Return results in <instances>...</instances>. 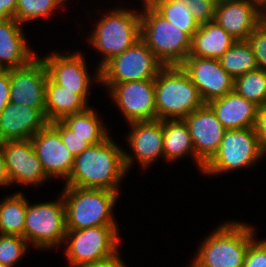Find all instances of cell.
<instances>
[{"label": "cell", "instance_id": "obj_31", "mask_svg": "<svg viewBox=\"0 0 266 267\" xmlns=\"http://www.w3.org/2000/svg\"><path fill=\"white\" fill-rule=\"evenodd\" d=\"M61 6L58 0H18L14 18L20 24L48 19Z\"/></svg>", "mask_w": 266, "mask_h": 267}, {"label": "cell", "instance_id": "obj_26", "mask_svg": "<svg viewBox=\"0 0 266 267\" xmlns=\"http://www.w3.org/2000/svg\"><path fill=\"white\" fill-rule=\"evenodd\" d=\"M27 204L24 194L18 191L0 201V234L24 238Z\"/></svg>", "mask_w": 266, "mask_h": 267}, {"label": "cell", "instance_id": "obj_2", "mask_svg": "<svg viewBox=\"0 0 266 267\" xmlns=\"http://www.w3.org/2000/svg\"><path fill=\"white\" fill-rule=\"evenodd\" d=\"M254 232L253 226L239 221L223 223L204 237L191 262L196 267H243Z\"/></svg>", "mask_w": 266, "mask_h": 267}, {"label": "cell", "instance_id": "obj_37", "mask_svg": "<svg viewBox=\"0 0 266 267\" xmlns=\"http://www.w3.org/2000/svg\"><path fill=\"white\" fill-rule=\"evenodd\" d=\"M255 131L262 151L266 154V105L259 107Z\"/></svg>", "mask_w": 266, "mask_h": 267}, {"label": "cell", "instance_id": "obj_10", "mask_svg": "<svg viewBox=\"0 0 266 267\" xmlns=\"http://www.w3.org/2000/svg\"><path fill=\"white\" fill-rule=\"evenodd\" d=\"M164 65L140 39L100 69V84L155 79Z\"/></svg>", "mask_w": 266, "mask_h": 267}, {"label": "cell", "instance_id": "obj_7", "mask_svg": "<svg viewBox=\"0 0 266 267\" xmlns=\"http://www.w3.org/2000/svg\"><path fill=\"white\" fill-rule=\"evenodd\" d=\"M59 196L57 200L33 205L28 200L24 238L29 246L48 251L64 245L67 232L65 206L62 194Z\"/></svg>", "mask_w": 266, "mask_h": 267}, {"label": "cell", "instance_id": "obj_46", "mask_svg": "<svg viewBox=\"0 0 266 267\" xmlns=\"http://www.w3.org/2000/svg\"><path fill=\"white\" fill-rule=\"evenodd\" d=\"M0 267H9V266H6V265H3V264L0 263Z\"/></svg>", "mask_w": 266, "mask_h": 267}, {"label": "cell", "instance_id": "obj_23", "mask_svg": "<svg viewBox=\"0 0 266 267\" xmlns=\"http://www.w3.org/2000/svg\"><path fill=\"white\" fill-rule=\"evenodd\" d=\"M88 103L82 95H78V90L64 89V86L56 84L48 76L45 87V117L49 123L87 110L90 107Z\"/></svg>", "mask_w": 266, "mask_h": 267}, {"label": "cell", "instance_id": "obj_29", "mask_svg": "<svg viewBox=\"0 0 266 267\" xmlns=\"http://www.w3.org/2000/svg\"><path fill=\"white\" fill-rule=\"evenodd\" d=\"M161 16L175 27L186 32L191 38L199 25L184 0H146Z\"/></svg>", "mask_w": 266, "mask_h": 267}, {"label": "cell", "instance_id": "obj_13", "mask_svg": "<svg viewBox=\"0 0 266 267\" xmlns=\"http://www.w3.org/2000/svg\"><path fill=\"white\" fill-rule=\"evenodd\" d=\"M10 185L38 186L50 178L43 170L31 139L2 142Z\"/></svg>", "mask_w": 266, "mask_h": 267}, {"label": "cell", "instance_id": "obj_22", "mask_svg": "<svg viewBox=\"0 0 266 267\" xmlns=\"http://www.w3.org/2000/svg\"><path fill=\"white\" fill-rule=\"evenodd\" d=\"M208 105L226 130H239L255 127L259 106L246 100L235 90Z\"/></svg>", "mask_w": 266, "mask_h": 267}, {"label": "cell", "instance_id": "obj_12", "mask_svg": "<svg viewBox=\"0 0 266 267\" xmlns=\"http://www.w3.org/2000/svg\"><path fill=\"white\" fill-rule=\"evenodd\" d=\"M82 55L74 51L69 54L55 51L41 58L46 65L48 76L56 84L64 86V89L78 90V95H82L89 102L91 82H100V70L96 67L95 76L92 77Z\"/></svg>", "mask_w": 266, "mask_h": 267}, {"label": "cell", "instance_id": "obj_19", "mask_svg": "<svg viewBox=\"0 0 266 267\" xmlns=\"http://www.w3.org/2000/svg\"><path fill=\"white\" fill-rule=\"evenodd\" d=\"M48 123L45 109L9 102L0 113V142L28 140Z\"/></svg>", "mask_w": 266, "mask_h": 267}, {"label": "cell", "instance_id": "obj_33", "mask_svg": "<svg viewBox=\"0 0 266 267\" xmlns=\"http://www.w3.org/2000/svg\"><path fill=\"white\" fill-rule=\"evenodd\" d=\"M50 124L59 132L63 143L70 150L74 157L86 150L89 144V137H80L68 128L61 120L50 122Z\"/></svg>", "mask_w": 266, "mask_h": 267}, {"label": "cell", "instance_id": "obj_44", "mask_svg": "<svg viewBox=\"0 0 266 267\" xmlns=\"http://www.w3.org/2000/svg\"><path fill=\"white\" fill-rule=\"evenodd\" d=\"M62 5L66 2V0H58Z\"/></svg>", "mask_w": 266, "mask_h": 267}, {"label": "cell", "instance_id": "obj_35", "mask_svg": "<svg viewBox=\"0 0 266 267\" xmlns=\"http://www.w3.org/2000/svg\"><path fill=\"white\" fill-rule=\"evenodd\" d=\"M247 41L254 52L258 68L266 71V26L260 23L248 36Z\"/></svg>", "mask_w": 266, "mask_h": 267}, {"label": "cell", "instance_id": "obj_17", "mask_svg": "<svg viewBox=\"0 0 266 267\" xmlns=\"http://www.w3.org/2000/svg\"><path fill=\"white\" fill-rule=\"evenodd\" d=\"M129 126L131 130L126 141L133 153L124 151L125 167L127 172L131 170L136 159L144 171L159 158H164L162 120L132 122Z\"/></svg>", "mask_w": 266, "mask_h": 267}, {"label": "cell", "instance_id": "obj_3", "mask_svg": "<svg viewBox=\"0 0 266 267\" xmlns=\"http://www.w3.org/2000/svg\"><path fill=\"white\" fill-rule=\"evenodd\" d=\"M66 229L82 230L96 226H117L112 212L119 197L108 189L63 187Z\"/></svg>", "mask_w": 266, "mask_h": 267}, {"label": "cell", "instance_id": "obj_16", "mask_svg": "<svg viewBox=\"0 0 266 267\" xmlns=\"http://www.w3.org/2000/svg\"><path fill=\"white\" fill-rule=\"evenodd\" d=\"M10 102L45 109L48 73L42 58L36 56L27 65L9 69Z\"/></svg>", "mask_w": 266, "mask_h": 267}, {"label": "cell", "instance_id": "obj_25", "mask_svg": "<svg viewBox=\"0 0 266 267\" xmlns=\"http://www.w3.org/2000/svg\"><path fill=\"white\" fill-rule=\"evenodd\" d=\"M164 159L174 163L190 155L196 163L190 130L184 119L162 120Z\"/></svg>", "mask_w": 266, "mask_h": 267}, {"label": "cell", "instance_id": "obj_24", "mask_svg": "<svg viewBox=\"0 0 266 267\" xmlns=\"http://www.w3.org/2000/svg\"><path fill=\"white\" fill-rule=\"evenodd\" d=\"M237 40L216 21L199 25L188 56L219 59Z\"/></svg>", "mask_w": 266, "mask_h": 267}, {"label": "cell", "instance_id": "obj_5", "mask_svg": "<svg viewBox=\"0 0 266 267\" xmlns=\"http://www.w3.org/2000/svg\"><path fill=\"white\" fill-rule=\"evenodd\" d=\"M204 104L181 66H164L159 71L155 78L157 120L185 119Z\"/></svg>", "mask_w": 266, "mask_h": 267}, {"label": "cell", "instance_id": "obj_42", "mask_svg": "<svg viewBox=\"0 0 266 267\" xmlns=\"http://www.w3.org/2000/svg\"><path fill=\"white\" fill-rule=\"evenodd\" d=\"M259 11H260V23L266 26V4Z\"/></svg>", "mask_w": 266, "mask_h": 267}, {"label": "cell", "instance_id": "obj_15", "mask_svg": "<svg viewBox=\"0 0 266 267\" xmlns=\"http://www.w3.org/2000/svg\"><path fill=\"white\" fill-rule=\"evenodd\" d=\"M180 66L205 104L234 90V78L221 67L218 59L187 56Z\"/></svg>", "mask_w": 266, "mask_h": 267}, {"label": "cell", "instance_id": "obj_36", "mask_svg": "<svg viewBox=\"0 0 266 267\" xmlns=\"http://www.w3.org/2000/svg\"><path fill=\"white\" fill-rule=\"evenodd\" d=\"M243 267H266V239L249 243Z\"/></svg>", "mask_w": 266, "mask_h": 267}, {"label": "cell", "instance_id": "obj_41", "mask_svg": "<svg viewBox=\"0 0 266 267\" xmlns=\"http://www.w3.org/2000/svg\"><path fill=\"white\" fill-rule=\"evenodd\" d=\"M0 186L1 187H9L10 181L7 175L5 160L2 152V142H0Z\"/></svg>", "mask_w": 266, "mask_h": 267}, {"label": "cell", "instance_id": "obj_9", "mask_svg": "<svg viewBox=\"0 0 266 267\" xmlns=\"http://www.w3.org/2000/svg\"><path fill=\"white\" fill-rule=\"evenodd\" d=\"M118 227L96 226L82 230H67L64 251L69 267H79L117 254L120 251Z\"/></svg>", "mask_w": 266, "mask_h": 267}, {"label": "cell", "instance_id": "obj_6", "mask_svg": "<svg viewBox=\"0 0 266 267\" xmlns=\"http://www.w3.org/2000/svg\"><path fill=\"white\" fill-rule=\"evenodd\" d=\"M140 39L164 66H180L190 54L192 38L141 0Z\"/></svg>", "mask_w": 266, "mask_h": 267}, {"label": "cell", "instance_id": "obj_20", "mask_svg": "<svg viewBox=\"0 0 266 267\" xmlns=\"http://www.w3.org/2000/svg\"><path fill=\"white\" fill-rule=\"evenodd\" d=\"M214 21L236 40H247L260 24V11L249 0L219 1Z\"/></svg>", "mask_w": 266, "mask_h": 267}, {"label": "cell", "instance_id": "obj_43", "mask_svg": "<svg viewBox=\"0 0 266 267\" xmlns=\"http://www.w3.org/2000/svg\"><path fill=\"white\" fill-rule=\"evenodd\" d=\"M258 10L266 4V0H249Z\"/></svg>", "mask_w": 266, "mask_h": 267}, {"label": "cell", "instance_id": "obj_27", "mask_svg": "<svg viewBox=\"0 0 266 267\" xmlns=\"http://www.w3.org/2000/svg\"><path fill=\"white\" fill-rule=\"evenodd\" d=\"M98 116L97 110L89 107L80 113L64 117L61 121L80 137H89V144L94 145L104 141L109 132Z\"/></svg>", "mask_w": 266, "mask_h": 267}, {"label": "cell", "instance_id": "obj_28", "mask_svg": "<svg viewBox=\"0 0 266 267\" xmlns=\"http://www.w3.org/2000/svg\"><path fill=\"white\" fill-rule=\"evenodd\" d=\"M218 60L221 67L234 79L258 68L256 57L247 40H237Z\"/></svg>", "mask_w": 266, "mask_h": 267}, {"label": "cell", "instance_id": "obj_11", "mask_svg": "<svg viewBox=\"0 0 266 267\" xmlns=\"http://www.w3.org/2000/svg\"><path fill=\"white\" fill-rule=\"evenodd\" d=\"M101 85L107 88L128 124L157 120L155 79Z\"/></svg>", "mask_w": 266, "mask_h": 267}, {"label": "cell", "instance_id": "obj_4", "mask_svg": "<svg viewBox=\"0 0 266 267\" xmlns=\"http://www.w3.org/2000/svg\"><path fill=\"white\" fill-rule=\"evenodd\" d=\"M119 8L109 9L105 16H101L93 31L86 37L90 46L102 55L97 66L99 70L109 60L121 55L140 40L141 12Z\"/></svg>", "mask_w": 266, "mask_h": 267}, {"label": "cell", "instance_id": "obj_18", "mask_svg": "<svg viewBox=\"0 0 266 267\" xmlns=\"http://www.w3.org/2000/svg\"><path fill=\"white\" fill-rule=\"evenodd\" d=\"M30 139L46 175L50 179L59 177L67 180L71 174L74 156L63 143L59 132L48 123Z\"/></svg>", "mask_w": 266, "mask_h": 267}, {"label": "cell", "instance_id": "obj_1", "mask_svg": "<svg viewBox=\"0 0 266 267\" xmlns=\"http://www.w3.org/2000/svg\"><path fill=\"white\" fill-rule=\"evenodd\" d=\"M122 149L110 135L102 142L90 145L74 157L65 186L108 189L120 194V182L127 176Z\"/></svg>", "mask_w": 266, "mask_h": 267}, {"label": "cell", "instance_id": "obj_40", "mask_svg": "<svg viewBox=\"0 0 266 267\" xmlns=\"http://www.w3.org/2000/svg\"><path fill=\"white\" fill-rule=\"evenodd\" d=\"M18 0H0V19L14 18Z\"/></svg>", "mask_w": 266, "mask_h": 267}, {"label": "cell", "instance_id": "obj_45", "mask_svg": "<svg viewBox=\"0 0 266 267\" xmlns=\"http://www.w3.org/2000/svg\"><path fill=\"white\" fill-rule=\"evenodd\" d=\"M188 267H196L193 263H190V265H188Z\"/></svg>", "mask_w": 266, "mask_h": 267}, {"label": "cell", "instance_id": "obj_14", "mask_svg": "<svg viewBox=\"0 0 266 267\" xmlns=\"http://www.w3.org/2000/svg\"><path fill=\"white\" fill-rule=\"evenodd\" d=\"M184 121L190 130L200 173L219 149L226 129L208 104L190 113Z\"/></svg>", "mask_w": 266, "mask_h": 267}, {"label": "cell", "instance_id": "obj_39", "mask_svg": "<svg viewBox=\"0 0 266 267\" xmlns=\"http://www.w3.org/2000/svg\"><path fill=\"white\" fill-rule=\"evenodd\" d=\"M119 253L120 252H118L111 258H107L93 263H87L79 267H127V265L124 263V260L121 259Z\"/></svg>", "mask_w": 266, "mask_h": 267}, {"label": "cell", "instance_id": "obj_32", "mask_svg": "<svg viewBox=\"0 0 266 267\" xmlns=\"http://www.w3.org/2000/svg\"><path fill=\"white\" fill-rule=\"evenodd\" d=\"M28 247V242L21 236L0 234V263L14 267L25 256Z\"/></svg>", "mask_w": 266, "mask_h": 267}, {"label": "cell", "instance_id": "obj_34", "mask_svg": "<svg viewBox=\"0 0 266 267\" xmlns=\"http://www.w3.org/2000/svg\"><path fill=\"white\" fill-rule=\"evenodd\" d=\"M198 25L214 21L216 0H184Z\"/></svg>", "mask_w": 266, "mask_h": 267}, {"label": "cell", "instance_id": "obj_30", "mask_svg": "<svg viewBox=\"0 0 266 267\" xmlns=\"http://www.w3.org/2000/svg\"><path fill=\"white\" fill-rule=\"evenodd\" d=\"M234 90L259 107L266 105V71L257 68L238 76L234 79Z\"/></svg>", "mask_w": 266, "mask_h": 267}, {"label": "cell", "instance_id": "obj_38", "mask_svg": "<svg viewBox=\"0 0 266 267\" xmlns=\"http://www.w3.org/2000/svg\"><path fill=\"white\" fill-rule=\"evenodd\" d=\"M10 102V73L8 70L0 72V113Z\"/></svg>", "mask_w": 266, "mask_h": 267}, {"label": "cell", "instance_id": "obj_8", "mask_svg": "<svg viewBox=\"0 0 266 267\" xmlns=\"http://www.w3.org/2000/svg\"><path fill=\"white\" fill-rule=\"evenodd\" d=\"M263 156L266 157V154L261 149L254 127L226 130L218 151L201 174L215 176L246 167L248 169Z\"/></svg>", "mask_w": 266, "mask_h": 267}, {"label": "cell", "instance_id": "obj_21", "mask_svg": "<svg viewBox=\"0 0 266 267\" xmlns=\"http://www.w3.org/2000/svg\"><path fill=\"white\" fill-rule=\"evenodd\" d=\"M21 25L15 18L0 19V66L4 70L25 66L37 56Z\"/></svg>", "mask_w": 266, "mask_h": 267}]
</instances>
